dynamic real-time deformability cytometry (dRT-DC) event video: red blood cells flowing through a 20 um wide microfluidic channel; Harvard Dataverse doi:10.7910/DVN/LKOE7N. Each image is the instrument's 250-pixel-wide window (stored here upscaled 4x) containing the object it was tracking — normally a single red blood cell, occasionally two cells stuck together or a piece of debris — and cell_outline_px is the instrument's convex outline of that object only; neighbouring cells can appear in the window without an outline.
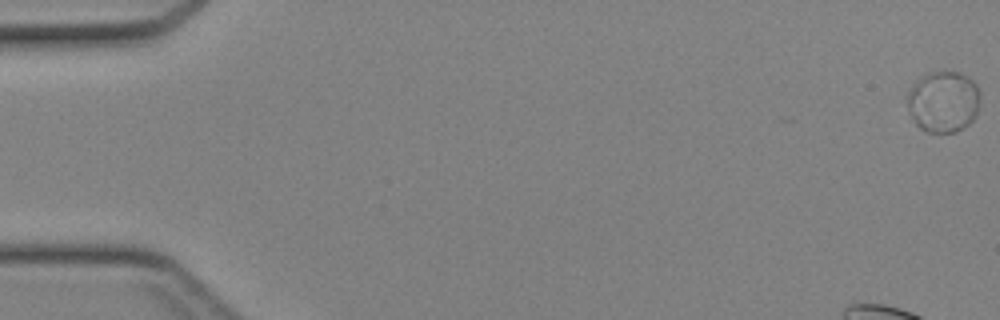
{"species": "Egyptian fruit bat (a non-hibernating species)", "species_latin": "Rousettus aegyptiacus", "temperature_condition": "cold", "stored_images_in_passage": 7, "camera_frame_rate_fps": 3000, "um_per_image_px": 0.085, "animal": {"sex": "female"}, "frame": {"image": 1, "passage_image": 1, "time_ms": 0.0, "image_size_px": [1000, 320], "cell_outline_px": [[980, 96], [976, 116], [964, 128], [956, 132], [928, 132], [920, 128], [916, 124], [908, 108], [908, 92], [928, 72], [944, 68], [956, 72], [972, 80], [976, 84], [980, 92]], "centroid_in_image_um": [80.22, 8.63], "position_along_channel_um": 4.8, "area_um2": 26.01}}